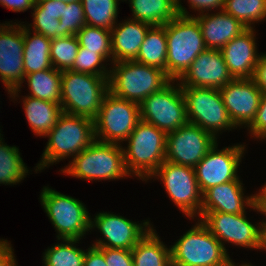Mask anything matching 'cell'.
Masks as SVG:
<instances>
[{"label":"cell","instance_id":"obj_46","mask_svg":"<svg viewBox=\"0 0 266 266\" xmlns=\"http://www.w3.org/2000/svg\"><path fill=\"white\" fill-rule=\"evenodd\" d=\"M260 245L259 249L266 251V221L260 222Z\"/></svg>","mask_w":266,"mask_h":266},{"label":"cell","instance_id":"obj_9","mask_svg":"<svg viewBox=\"0 0 266 266\" xmlns=\"http://www.w3.org/2000/svg\"><path fill=\"white\" fill-rule=\"evenodd\" d=\"M32 10V32L50 39L76 35L86 25L81 1L37 0Z\"/></svg>","mask_w":266,"mask_h":266},{"label":"cell","instance_id":"obj_23","mask_svg":"<svg viewBox=\"0 0 266 266\" xmlns=\"http://www.w3.org/2000/svg\"><path fill=\"white\" fill-rule=\"evenodd\" d=\"M193 17L199 22L204 44L208 49L220 50L229 41L247 29L238 19L224 10L216 14L207 12Z\"/></svg>","mask_w":266,"mask_h":266},{"label":"cell","instance_id":"obj_49","mask_svg":"<svg viewBox=\"0 0 266 266\" xmlns=\"http://www.w3.org/2000/svg\"><path fill=\"white\" fill-rule=\"evenodd\" d=\"M55 1H61L65 3H70V2H76V1H81V0H55Z\"/></svg>","mask_w":266,"mask_h":266},{"label":"cell","instance_id":"obj_40","mask_svg":"<svg viewBox=\"0 0 266 266\" xmlns=\"http://www.w3.org/2000/svg\"><path fill=\"white\" fill-rule=\"evenodd\" d=\"M190 8L199 11V15L204 14L211 9H224L225 0H188Z\"/></svg>","mask_w":266,"mask_h":266},{"label":"cell","instance_id":"obj_6","mask_svg":"<svg viewBox=\"0 0 266 266\" xmlns=\"http://www.w3.org/2000/svg\"><path fill=\"white\" fill-rule=\"evenodd\" d=\"M108 92V76L62 71L60 105L64 113L94 120Z\"/></svg>","mask_w":266,"mask_h":266},{"label":"cell","instance_id":"obj_12","mask_svg":"<svg viewBox=\"0 0 266 266\" xmlns=\"http://www.w3.org/2000/svg\"><path fill=\"white\" fill-rule=\"evenodd\" d=\"M174 82L175 80H171L160 91L152 93L139 104L140 120L154 125L166 134L188 123L181 86Z\"/></svg>","mask_w":266,"mask_h":266},{"label":"cell","instance_id":"obj_38","mask_svg":"<svg viewBox=\"0 0 266 266\" xmlns=\"http://www.w3.org/2000/svg\"><path fill=\"white\" fill-rule=\"evenodd\" d=\"M107 266H133L132 252L126 249L98 248Z\"/></svg>","mask_w":266,"mask_h":266},{"label":"cell","instance_id":"obj_35","mask_svg":"<svg viewBox=\"0 0 266 266\" xmlns=\"http://www.w3.org/2000/svg\"><path fill=\"white\" fill-rule=\"evenodd\" d=\"M79 49L76 35L51 39L50 59L55 69L70 70L74 64Z\"/></svg>","mask_w":266,"mask_h":266},{"label":"cell","instance_id":"obj_29","mask_svg":"<svg viewBox=\"0 0 266 266\" xmlns=\"http://www.w3.org/2000/svg\"><path fill=\"white\" fill-rule=\"evenodd\" d=\"M167 41L165 27L152 26L141 44L137 58L138 63L158 68L167 75Z\"/></svg>","mask_w":266,"mask_h":266},{"label":"cell","instance_id":"obj_44","mask_svg":"<svg viewBox=\"0 0 266 266\" xmlns=\"http://www.w3.org/2000/svg\"><path fill=\"white\" fill-rule=\"evenodd\" d=\"M37 0H0V4L15 12H24L33 9Z\"/></svg>","mask_w":266,"mask_h":266},{"label":"cell","instance_id":"obj_15","mask_svg":"<svg viewBox=\"0 0 266 266\" xmlns=\"http://www.w3.org/2000/svg\"><path fill=\"white\" fill-rule=\"evenodd\" d=\"M23 52V24H0V77L12 99L24 82Z\"/></svg>","mask_w":266,"mask_h":266},{"label":"cell","instance_id":"obj_36","mask_svg":"<svg viewBox=\"0 0 266 266\" xmlns=\"http://www.w3.org/2000/svg\"><path fill=\"white\" fill-rule=\"evenodd\" d=\"M76 37L79 46L96 51V53L102 54L107 60L111 61L112 41L110 30L86 24L77 32Z\"/></svg>","mask_w":266,"mask_h":266},{"label":"cell","instance_id":"obj_37","mask_svg":"<svg viewBox=\"0 0 266 266\" xmlns=\"http://www.w3.org/2000/svg\"><path fill=\"white\" fill-rule=\"evenodd\" d=\"M105 61L109 60H106L102 54L79 46L77 56L70 70L97 76H109L110 70H107L102 63H105Z\"/></svg>","mask_w":266,"mask_h":266},{"label":"cell","instance_id":"obj_33","mask_svg":"<svg viewBox=\"0 0 266 266\" xmlns=\"http://www.w3.org/2000/svg\"><path fill=\"white\" fill-rule=\"evenodd\" d=\"M76 239H62L61 243L45 250L44 266H83L85 250L77 248Z\"/></svg>","mask_w":266,"mask_h":266},{"label":"cell","instance_id":"obj_39","mask_svg":"<svg viewBox=\"0 0 266 266\" xmlns=\"http://www.w3.org/2000/svg\"><path fill=\"white\" fill-rule=\"evenodd\" d=\"M247 129L254 138L266 139V94H262L255 118Z\"/></svg>","mask_w":266,"mask_h":266},{"label":"cell","instance_id":"obj_48","mask_svg":"<svg viewBox=\"0 0 266 266\" xmlns=\"http://www.w3.org/2000/svg\"><path fill=\"white\" fill-rule=\"evenodd\" d=\"M229 266H237V265L235 264V262H233V261L231 260V261L229 262ZM239 266H252V264H249V263H248V264H246V263L244 264V263H243V264H241V265H239Z\"/></svg>","mask_w":266,"mask_h":266},{"label":"cell","instance_id":"obj_16","mask_svg":"<svg viewBox=\"0 0 266 266\" xmlns=\"http://www.w3.org/2000/svg\"><path fill=\"white\" fill-rule=\"evenodd\" d=\"M216 144L208 151L204 158L194 167L195 176L202 194L214 187L236 180L245 145L236 144L217 150Z\"/></svg>","mask_w":266,"mask_h":266},{"label":"cell","instance_id":"obj_43","mask_svg":"<svg viewBox=\"0 0 266 266\" xmlns=\"http://www.w3.org/2000/svg\"><path fill=\"white\" fill-rule=\"evenodd\" d=\"M13 251L7 240L0 239V266H17Z\"/></svg>","mask_w":266,"mask_h":266},{"label":"cell","instance_id":"obj_41","mask_svg":"<svg viewBox=\"0 0 266 266\" xmlns=\"http://www.w3.org/2000/svg\"><path fill=\"white\" fill-rule=\"evenodd\" d=\"M252 79L262 91V94H266V54L259 57Z\"/></svg>","mask_w":266,"mask_h":266},{"label":"cell","instance_id":"obj_3","mask_svg":"<svg viewBox=\"0 0 266 266\" xmlns=\"http://www.w3.org/2000/svg\"><path fill=\"white\" fill-rule=\"evenodd\" d=\"M69 163L61 169L62 173L84 180H113L130 175L125 166L123 146L116 143L95 140Z\"/></svg>","mask_w":266,"mask_h":266},{"label":"cell","instance_id":"obj_11","mask_svg":"<svg viewBox=\"0 0 266 266\" xmlns=\"http://www.w3.org/2000/svg\"><path fill=\"white\" fill-rule=\"evenodd\" d=\"M140 121V105L108 92L94 119L95 140L104 143L126 141Z\"/></svg>","mask_w":266,"mask_h":266},{"label":"cell","instance_id":"obj_27","mask_svg":"<svg viewBox=\"0 0 266 266\" xmlns=\"http://www.w3.org/2000/svg\"><path fill=\"white\" fill-rule=\"evenodd\" d=\"M156 233L152 227L131 249L133 266H171V248Z\"/></svg>","mask_w":266,"mask_h":266},{"label":"cell","instance_id":"obj_42","mask_svg":"<svg viewBox=\"0 0 266 266\" xmlns=\"http://www.w3.org/2000/svg\"><path fill=\"white\" fill-rule=\"evenodd\" d=\"M83 266H107L104 254L95 246H90L85 252Z\"/></svg>","mask_w":266,"mask_h":266},{"label":"cell","instance_id":"obj_22","mask_svg":"<svg viewBox=\"0 0 266 266\" xmlns=\"http://www.w3.org/2000/svg\"><path fill=\"white\" fill-rule=\"evenodd\" d=\"M242 184L238 177L206 190L202 194L201 212L242 214L246 212L245 206L256 211L254 195L244 197Z\"/></svg>","mask_w":266,"mask_h":266},{"label":"cell","instance_id":"obj_32","mask_svg":"<svg viewBox=\"0 0 266 266\" xmlns=\"http://www.w3.org/2000/svg\"><path fill=\"white\" fill-rule=\"evenodd\" d=\"M2 139L0 135V184L16 185L26 177L29 170L20 156L19 149L4 144Z\"/></svg>","mask_w":266,"mask_h":266},{"label":"cell","instance_id":"obj_34","mask_svg":"<svg viewBox=\"0 0 266 266\" xmlns=\"http://www.w3.org/2000/svg\"><path fill=\"white\" fill-rule=\"evenodd\" d=\"M223 10L246 28H253V23L266 19V0H225Z\"/></svg>","mask_w":266,"mask_h":266},{"label":"cell","instance_id":"obj_13","mask_svg":"<svg viewBox=\"0 0 266 266\" xmlns=\"http://www.w3.org/2000/svg\"><path fill=\"white\" fill-rule=\"evenodd\" d=\"M160 177L169 198L189 218L200 217L202 192L194 168L164 161L150 178ZM197 214V215H196Z\"/></svg>","mask_w":266,"mask_h":266},{"label":"cell","instance_id":"obj_30","mask_svg":"<svg viewBox=\"0 0 266 266\" xmlns=\"http://www.w3.org/2000/svg\"><path fill=\"white\" fill-rule=\"evenodd\" d=\"M62 71L50 68L25 75L30 97L60 103Z\"/></svg>","mask_w":266,"mask_h":266},{"label":"cell","instance_id":"obj_18","mask_svg":"<svg viewBox=\"0 0 266 266\" xmlns=\"http://www.w3.org/2000/svg\"><path fill=\"white\" fill-rule=\"evenodd\" d=\"M95 227L100 230L104 239L99 238L100 240H96L92 246L126 250H131L152 228L148 220L136 223L108 212L96 214L93 221L90 218V229Z\"/></svg>","mask_w":266,"mask_h":266},{"label":"cell","instance_id":"obj_4","mask_svg":"<svg viewBox=\"0 0 266 266\" xmlns=\"http://www.w3.org/2000/svg\"><path fill=\"white\" fill-rule=\"evenodd\" d=\"M108 89L112 95L140 104L160 91L171 79L158 68L136 61H121L110 67Z\"/></svg>","mask_w":266,"mask_h":266},{"label":"cell","instance_id":"obj_14","mask_svg":"<svg viewBox=\"0 0 266 266\" xmlns=\"http://www.w3.org/2000/svg\"><path fill=\"white\" fill-rule=\"evenodd\" d=\"M216 142L211 133L187 123L166 134L165 160L194 168Z\"/></svg>","mask_w":266,"mask_h":266},{"label":"cell","instance_id":"obj_24","mask_svg":"<svg viewBox=\"0 0 266 266\" xmlns=\"http://www.w3.org/2000/svg\"><path fill=\"white\" fill-rule=\"evenodd\" d=\"M152 26L133 19L119 23L111 30L112 63L133 61L137 58L147 31Z\"/></svg>","mask_w":266,"mask_h":266},{"label":"cell","instance_id":"obj_10","mask_svg":"<svg viewBox=\"0 0 266 266\" xmlns=\"http://www.w3.org/2000/svg\"><path fill=\"white\" fill-rule=\"evenodd\" d=\"M188 123L211 133L215 138L222 130H232L220 90L217 88L183 87Z\"/></svg>","mask_w":266,"mask_h":266},{"label":"cell","instance_id":"obj_25","mask_svg":"<svg viewBox=\"0 0 266 266\" xmlns=\"http://www.w3.org/2000/svg\"><path fill=\"white\" fill-rule=\"evenodd\" d=\"M30 29L28 25H23L25 75L53 68L50 59L51 39L36 32L32 35Z\"/></svg>","mask_w":266,"mask_h":266},{"label":"cell","instance_id":"obj_8","mask_svg":"<svg viewBox=\"0 0 266 266\" xmlns=\"http://www.w3.org/2000/svg\"><path fill=\"white\" fill-rule=\"evenodd\" d=\"M40 202L56 229L57 239L81 240L90 230L89 212L78 199L43 187Z\"/></svg>","mask_w":266,"mask_h":266},{"label":"cell","instance_id":"obj_1","mask_svg":"<svg viewBox=\"0 0 266 266\" xmlns=\"http://www.w3.org/2000/svg\"><path fill=\"white\" fill-rule=\"evenodd\" d=\"M46 136L49 140L40 163L35 167L36 173L68 156L74 158L95 141L94 120L63 112Z\"/></svg>","mask_w":266,"mask_h":266},{"label":"cell","instance_id":"obj_5","mask_svg":"<svg viewBox=\"0 0 266 266\" xmlns=\"http://www.w3.org/2000/svg\"><path fill=\"white\" fill-rule=\"evenodd\" d=\"M123 147L127 172L147 181L165 161L166 133L140 120Z\"/></svg>","mask_w":266,"mask_h":266},{"label":"cell","instance_id":"obj_2","mask_svg":"<svg viewBox=\"0 0 266 266\" xmlns=\"http://www.w3.org/2000/svg\"><path fill=\"white\" fill-rule=\"evenodd\" d=\"M167 41V76L177 81L206 47L195 17L177 15L163 25Z\"/></svg>","mask_w":266,"mask_h":266},{"label":"cell","instance_id":"obj_28","mask_svg":"<svg viewBox=\"0 0 266 266\" xmlns=\"http://www.w3.org/2000/svg\"><path fill=\"white\" fill-rule=\"evenodd\" d=\"M127 1V0H126ZM133 20L150 26H162L177 15V4L172 0H129Z\"/></svg>","mask_w":266,"mask_h":266},{"label":"cell","instance_id":"obj_47","mask_svg":"<svg viewBox=\"0 0 266 266\" xmlns=\"http://www.w3.org/2000/svg\"><path fill=\"white\" fill-rule=\"evenodd\" d=\"M172 1L177 4L178 15L192 17V15L188 14L189 12L186 10V8L181 5V1L180 0H172Z\"/></svg>","mask_w":266,"mask_h":266},{"label":"cell","instance_id":"obj_45","mask_svg":"<svg viewBox=\"0 0 266 266\" xmlns=\"http://www.w3.org/2000/svg\"><path fill=\"white\" fill-rule=\"evenodd\" d=\"M259 191L258 194H254L255 205L257 212L266 216V184H264L263 188Z\"/></svg>","mask_w":266,"mask_h":266},{"label":"cell","instance_id":"obj_17","mask_svg":"<svg viewBox=\"0 0 266 266\" xmlns=\"http://www.w3.org/2000/svg\"><path fill=\"white\" fill-rule=\"evenodd\" d=\"M246 213L200 212V221L225 246V242L259 250L260 223L252 224ZM224 241V242H223Z\"/></svg>","mask_w":266,"mask_h":266},{"label":"cell","instance_id":"obj_19","mask_svg":"<svg viewBox=\"0 0 266 266\" xmlns=\"http://www.w3.org/2000/svg\"><path fill=\"white\" fill-rule=\"evenodd\" d=\"M219 90L234 126L248 127L255 118L262 96L255 81L252 78L233 79Z\"/></svg>","mask_w":266,"mask_h":266},{"label":"cell","instance_id":"obj_20","mask_svg":"<svg viewBox=\"0 0 266 266\" xmlns=\"http://www.w3.org/2000/svg\"><path fill=\"white\" fill-rule=\"evenodd\" d=\"M232 80L221 51L206 48L177 81L183 87L220 89Z\"/></svg>","mask_w":266,"mask_h":266},{"label":"cell","instance_id":"obj_7","mask_svg":"<svg viewBox=\"0 0 266 266\" xmlns=\"http://www.w3.org/2000/svg\"><path fill=\"white\" fill-rule=\"evenodd\" d=\"M171 247V265L175 266H227L231 261L227 249L198 218Z\"/></svg>","mask_w":266,"mask_h":266},{"label":"cell","instance_id":"obj_26","mask_svg":"<svg viewBox=\"0 0 266 266\" xmlns=\"http://www.w3.org/2000/svg\"><path fill=\"white\" fill-rule=\"evenodd\" d=\"M25 115L32 131L44 136L55 126L63 113L60 103L45 101L30 96L23 98Z\"/></svg>","mask_w":266,"mask_h":266},{"label":"cell","instance_id":"obj_31","mask_svg":"<svg viewBox=\"0 0 266 266\" xmlns=\"http://www.w3.org/2000/svg\"><path fill=\"white\" fill-rule=\"evenodd\" d=\"M120 0H81L87 25L112 30L118 17Z\"/></svg>","mask_w":266,"mask_h":266},{"label":"cell","instance_id":"obj_21","mask_svg":"<svg viewBox=\"0 0 266 266\" xmlns=\"http://www.w3.org/2000/svg\"><path fill=\"white\" fill-rule=\"evenodd\" d=\"M254 28H247L233 38L220 51L233 79H251L259 57Z\"/></svg>","mask_w":266,"mask_h":266}]
</instances>
